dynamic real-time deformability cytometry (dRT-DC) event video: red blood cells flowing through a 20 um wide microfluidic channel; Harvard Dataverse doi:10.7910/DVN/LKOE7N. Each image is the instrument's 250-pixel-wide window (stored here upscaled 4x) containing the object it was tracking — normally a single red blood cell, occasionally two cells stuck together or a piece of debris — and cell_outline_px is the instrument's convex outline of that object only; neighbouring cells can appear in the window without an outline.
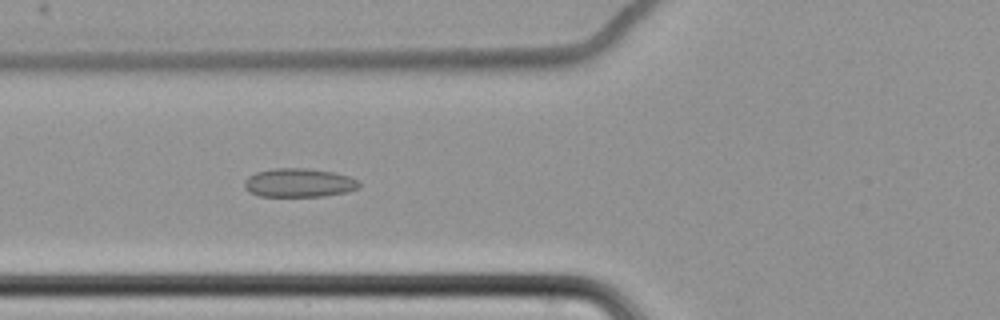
{"species": "common noctule bat (a hibernating species)", "species_latin": "Nyctalus noctula", "temperature_condition": "cold", "stored_images_in_passage": 56, "camera_frame_rate_fps": 3000, "um_per_image_px": 0.085, "animal": {"sex": "female", "body_mass_g": 22.7, "forearm_length_mm": 54.2}, "frame": {"image": 1, "passage_image": 20, "time_ms": 6.333, "image_size_px": [1000, 320], "cell_outline_px": [[360, 188], [348, 192], [324, 196], [260, 196], [248, 192], [244, 188], [244, 180], [248, 176], [256, 172], [272, 168], [308, 168], [332, 172], [348, 176], [356, 180], [360, 184]], "centroid_in_image_um": [25.38, 15.54], "position_along_channel_um": 100.4, "area_um2": 19.36}}
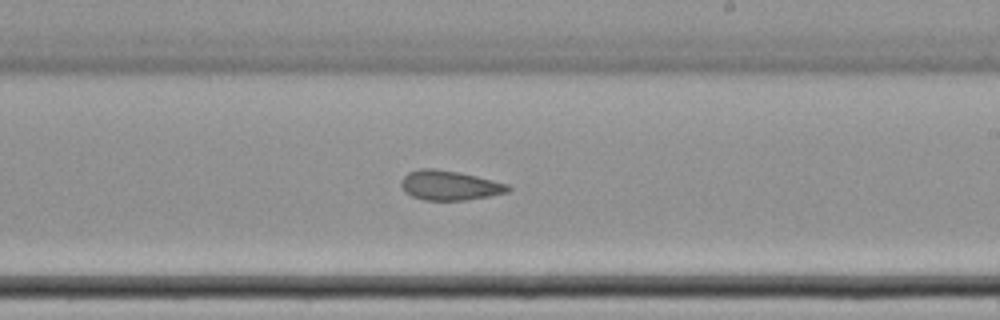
{"frame": {"image": 2, "passage_image": 33, "time_ms": 10.667, "image_size_px": [1000, 320], "cell_outline_px": [[512, 188], [508, 192], [488, 196], [464, 200], [424, 200], [412, 196], [404, 192], [400, 184], [400, 180], [408, 172], [420, 168], [432, 168], [460, 172], [508, 184]], "centroid_in_image_um": [38.18, 15.75], "position_along_channel_um": 250.8, "area_um2": 18.5}}
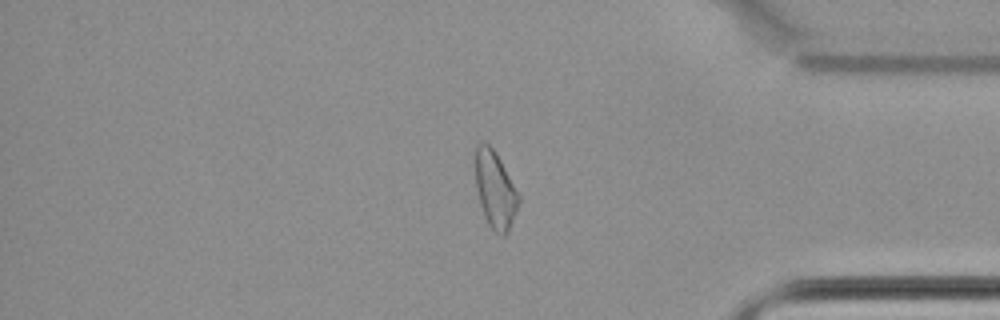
{"frame": {"image": 3, "passage_image": 47, "time_ms": 15.333, "image_size_px": [1000, 320], "cell_outline_px": [[520, 200], [516, 212], [508, 232], [504, 236], [496, 232], [488, 224], [484, 216], [480, 204], [476, 188], [476, 144], [484, 140], [496, 152], [520, 196]], "centroid_in_image_um": [42.09, 16.12], "position_along_channel_um": 393.1, "area_um2": 19.31}, "authors_computed_cell_mechanics": {"area_um2": 19.7387, "velocity_mm_per_s": 3.4752, "shape_relaxation_time_tau1_ms": null, "shape_relaxation_time_tau2_ms": 3.7998, "deformation_change_tau1": null, "deformation_change_tau2": 0.1019}}